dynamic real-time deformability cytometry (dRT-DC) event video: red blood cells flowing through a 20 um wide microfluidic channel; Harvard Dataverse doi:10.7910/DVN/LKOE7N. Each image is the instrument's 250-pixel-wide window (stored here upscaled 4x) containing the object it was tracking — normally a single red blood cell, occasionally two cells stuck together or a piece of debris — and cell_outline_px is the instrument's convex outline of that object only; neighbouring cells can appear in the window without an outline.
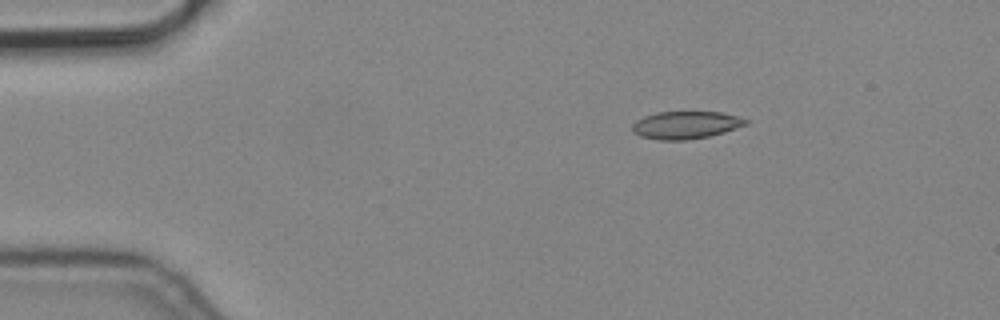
{"species": "common noctule bat (a hibernating species)", "species_latin": "Nyctalus noctula", "temperature_condition": "cold", "stored_images_in_passage": 6, "camera_frame_rate_fps": 3000, "um_per_image_px": 0.085, "animal": {"sex": "male", "body_mass_g": 19.2, "forearm_length_mm": 51.8}, "frame": {"image": 1, "passage_image": 2, "time_ms": 0.333, "image_size_px": [1000, 320], "cell_outline_px": [[748, 124], [724, 132], [708, 136], [684, 140], [660, 140], [640, 136], [632, 132], [632, 124], [636, 120], [644, 116], [656, 112], [720, 112], [736, 116], [748, 120]], "centroid_in_image_um": [58.25, 10.62], "position_along_channel_um": 26.7, "area_um2": 18.15}}
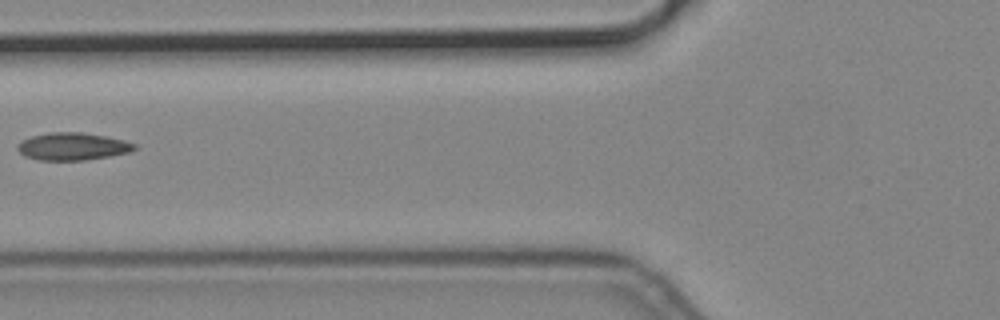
{"frame": {"image": 2, "passage_image": 5, "time_ms": 1.333, "image_size_px": [1000, 320], "cell_outline_px": [[136, 148], [132, 152], [112, 156], [84, 160], [40, 160], [24, 156], [16, 148], [16, 144], [32, 136], [48, 132], [80, 132], [104, 136], [124, 140], [136, 144]], "centroid_in_image_um": [6.18, 12.45], "position_along_channel_um": 119.6, "area_um2": 18.79}}
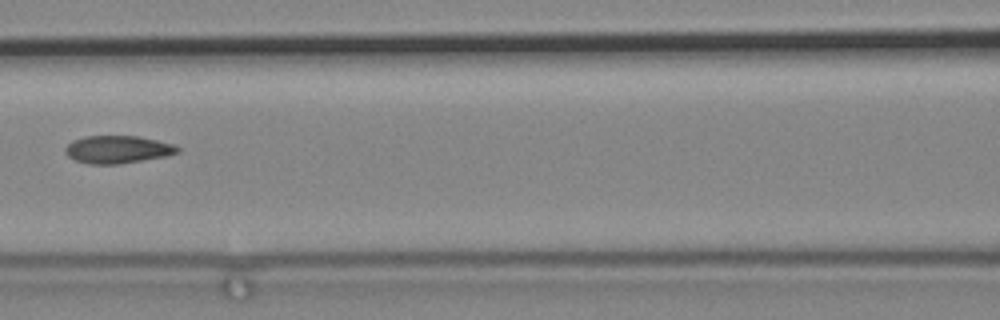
{"frame": {"image": 3, "passage_image": 6, "time_ms": 1.667, "image_size_px": [1000, 320], "cell_outline_px": [[180, 152], [168, 156], [120, 164], [88, 164], [76, 160], [68, 156], [64, 152], [64, 148], [72, 140], [84, 136], [136, 136], [156, 140], [172, 144], [180, 148]], "centroid_in_image_um": [9.99, 12.71], "position_along_channel_um": 156.6, "area_um2": 18.21}}